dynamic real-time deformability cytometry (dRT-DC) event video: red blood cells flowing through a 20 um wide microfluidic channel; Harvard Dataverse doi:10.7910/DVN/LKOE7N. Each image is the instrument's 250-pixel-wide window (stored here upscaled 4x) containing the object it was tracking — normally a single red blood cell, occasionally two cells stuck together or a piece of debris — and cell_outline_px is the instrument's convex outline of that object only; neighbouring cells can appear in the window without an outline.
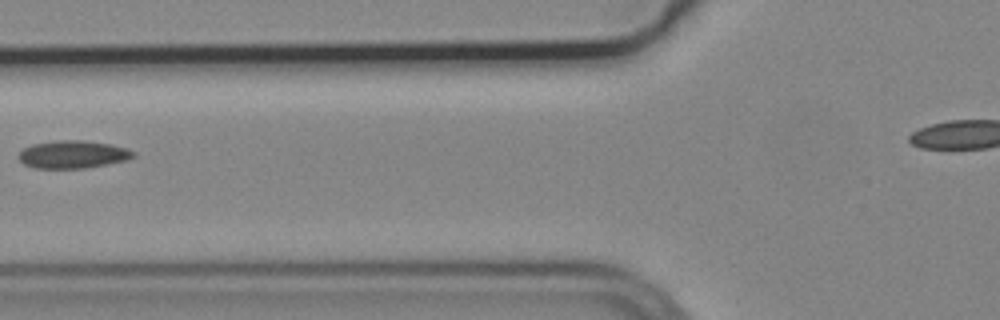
{"species": "common noctule bat (a hibernating species)", "species_latin": "Nyctalus noctula", "temperature_condition": "cold", "stored_images_in_passage": 4, "camera_frame_rate_fps": 3000, "um_per_image_px": 0.085, "animal": {"sex": "male", "body_mass_g": 19.2, "forearm_length_mm": 51.8}, "frame": {"image": 1, "passage_image": 3, "time_ms": 0.667, "image_size_px": [1000, 320], "cell_outline_px": [[136, 156], [128, 160], [108, 164], [84, 168], [36, 168], [24, 164], [16, 156], [24, 148], [32, 144], [60, 140], [84, 140], [112, 144], [128, 148], [136, 152]], "centroid_in_image_um": [6.24, 13.12], "position_along_channel_um": 119.6, "area_um2": 18.73}}
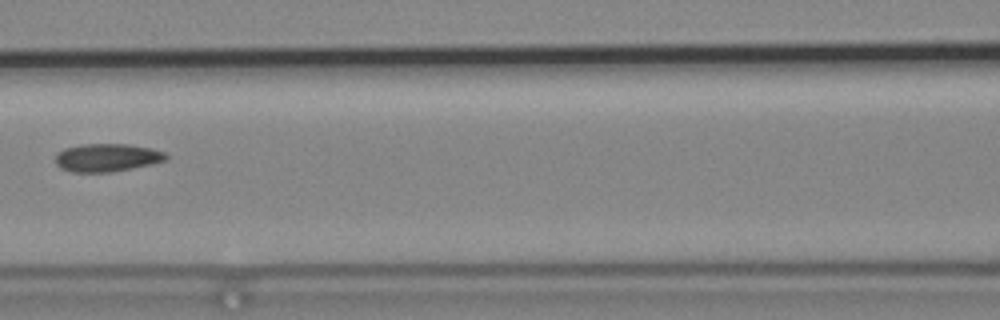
{"frame": {"image": 2, "passage_image": 4, "time_ms": 1.0, "image_size_px": [1000, 320], "cell_outline_px": [[168, 160], [152, 164], [112, 172], [72, 172], [60, 168], [56, 164], [56, 152], [64, 148], [84, 144], [128, 144], [152, 148], [164, 152], [168, 156]], "centroid_in_image_um": [9.1, 13.4], "position_along_channel_um": 157.5, "area_um2": 18.21}}